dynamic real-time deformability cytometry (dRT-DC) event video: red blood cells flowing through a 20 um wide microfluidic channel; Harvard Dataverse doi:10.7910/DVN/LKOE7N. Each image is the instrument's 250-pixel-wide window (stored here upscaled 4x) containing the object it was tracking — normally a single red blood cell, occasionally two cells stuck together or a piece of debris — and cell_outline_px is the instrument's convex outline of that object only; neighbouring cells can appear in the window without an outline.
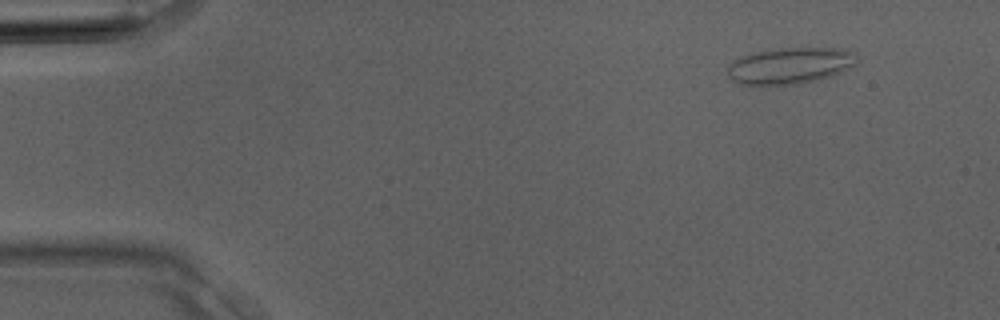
{"species": "Egyptian fruit bat (a non-hibernating species)", "species_latin": "Rousettus aegyptiacus", "temperature_condition": "room temperature", "stored_images_in_passage": 3, "camera_frame_rate_fps": 3000, "um_per_image_px": 0.085, "animal": {"sex": "male"}, "frame": {"image": 1, "passage_image": 1, "time_ms": 0.0, "image_size_px": [1000, 320], "cell_outline_px": [[856, 64], [832, 76], [800, 84], [740, 84], [732, 80], [728, 76], [728, 68], [736, 60], [752, 52], [776, 48], [848, 48], [856, 52]], "centroid_in_image_um": [67.21, 5.56], "position_along_channel_um": 17.8, "area_um2": 27.34}}